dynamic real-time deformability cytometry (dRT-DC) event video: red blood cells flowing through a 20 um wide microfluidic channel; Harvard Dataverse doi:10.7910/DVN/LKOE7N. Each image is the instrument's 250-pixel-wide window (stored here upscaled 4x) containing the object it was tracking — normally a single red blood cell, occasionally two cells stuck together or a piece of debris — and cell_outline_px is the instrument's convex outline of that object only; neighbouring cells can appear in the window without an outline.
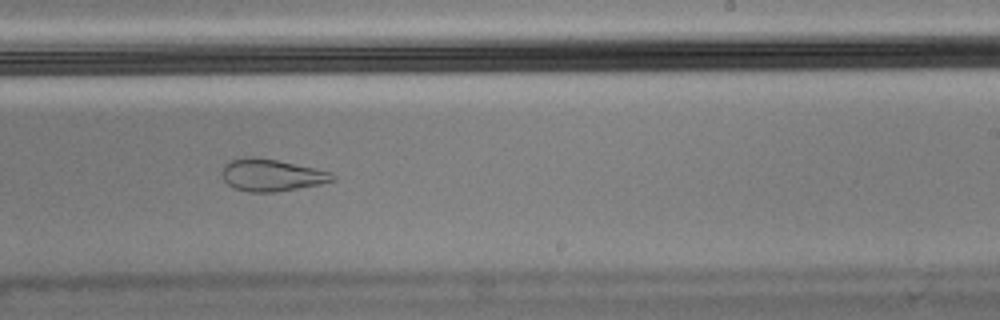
{"species": "Egyptian fruit bat (a non-hibernating species)", "species_latin": "Rousettus aegyptiacus", "temperature_condition": "cold", "stored_images_in_passage": 53, "camera_frame_rate_fps": 3000, "um_per_image_px": 0.085, "animal": {"sex": "male"}, "frame": {"image": 1, "passage_image": 31, "time_ms": 10.0, "image_size_px": [1000, 320], "cell_outline_px": [[336, 180], [320, 184], [276, 192], [248, 192], [236, 188], [228, 184], [224, 180], [220, 172], [224, 164], [232, 160], [244, 156], [256, 156], [316, 168], [332, 172], [336, 176]], "centroid_in_image_um": [23.08, 14.87], "position_along_channel_um": 265.9, "area_um2": 20.87}, "authors_computed_cell_mechanics": {"area_um2": 21.2126, "velocity_mm_per_s": 3.4932, "shape_relaxation_time_tau1_ms": null, "shape_relaxation_time_tau2_ms": 1.6386, "deformation_change_tau1": null, "deformation_change_tau2": 0.0799}}